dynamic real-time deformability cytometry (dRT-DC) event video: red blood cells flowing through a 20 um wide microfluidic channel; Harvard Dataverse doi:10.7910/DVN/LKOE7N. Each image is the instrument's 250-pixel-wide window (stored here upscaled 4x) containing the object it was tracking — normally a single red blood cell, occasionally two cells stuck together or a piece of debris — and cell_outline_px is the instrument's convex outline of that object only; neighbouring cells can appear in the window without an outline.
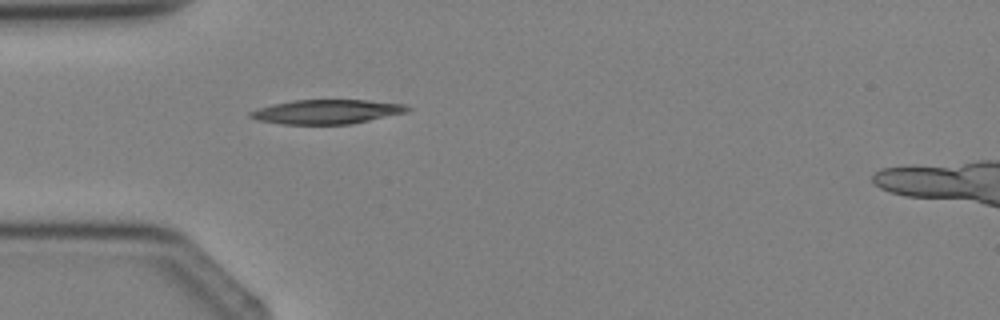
{"species": "Egyptian fruit bat (a non-hibernating species)", "species_latin": "Rousettus aegyptiacus", "temperature_condition": "cold", "stored_images_in_passage": 4, "camera_frame_rate_fps": 3000, "um_per_image_px": 0.085, "animal": {"sex": "female"}, "frame": {"image": 1, "passage_image": 3, "time_ms": 2.333, "image_size_px": [1000, 320], "cell_outline_px": [[412, 108], [408, 112], [352, 124], [280, 124], [256, 120], [248, 116], [248, 112], [256, 108], [272, 104], [292, 100], [368, 100], [404, 104]], "centroid_in_image_um": [27.75, 9.5], "position_along_channel_um": 57.2, "area_um2": 22.48}}